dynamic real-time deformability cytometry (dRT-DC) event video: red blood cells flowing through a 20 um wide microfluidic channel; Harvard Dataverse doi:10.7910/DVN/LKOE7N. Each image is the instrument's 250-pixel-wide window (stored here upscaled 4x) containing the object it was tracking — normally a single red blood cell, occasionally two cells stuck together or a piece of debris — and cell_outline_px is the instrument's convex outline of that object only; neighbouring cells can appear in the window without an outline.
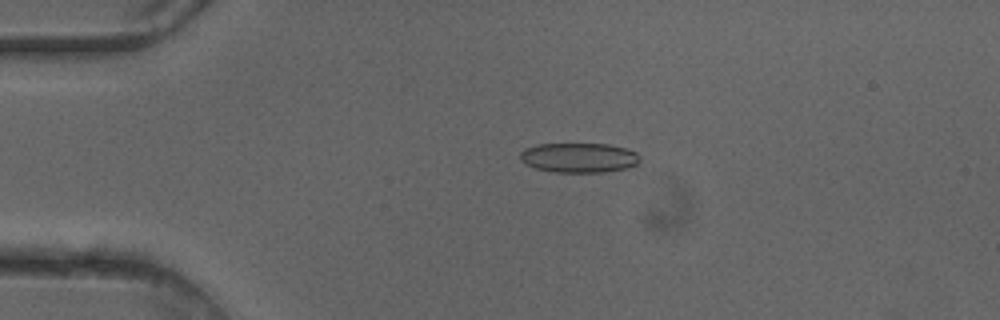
{"species": "common noctule bat (a hibernating species)", "species_latin": "Nyctalus noctula", "temperature_condition": "cold", "stored_images_in_passage": 50, "camera_frame_rate_fps": 3000, "um_per_image_px": 0.085, "animal": {"sex": "female"}, "frame": {"image": 1, "passage_image": 11, "time_ms": 3.333, "image_size_px": [1000, 320], "cell_outline_px": [[640, 160], [636, 164], [628, 168], [604, 172], [556, 172], [536, 168], [524, 164], [520, 160], [520, 152], [524, 148], [536, 144], [608, 144], [624, 148], [636, 152], [640, 156]], "centroid_in_image_um": [49.19, 13.4], "position_along_channel_um": 35.8, "area_um2": 20.81}}
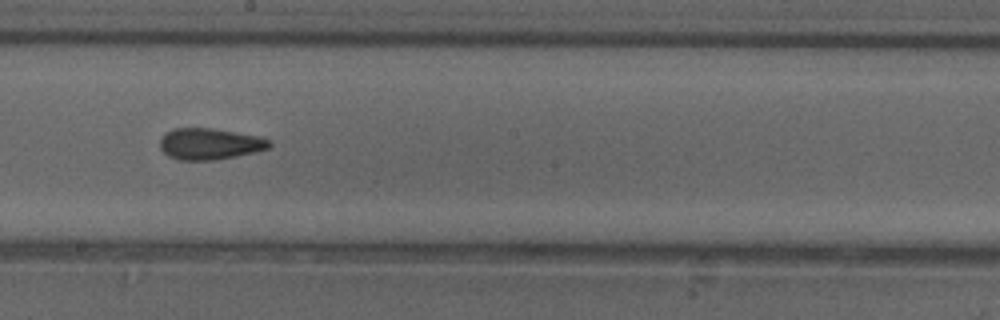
{"frame": {"image": 2, "passage_image": 28, "time_ms": 9.0, "image_size_px": [1000, 320], "cell_outline_px": [[272, 144], [268, 148], [236, 156], [216, 160], [180, 160], [168, 156], [160, 148], [160, 136], [164, 132], [176, 128], [212, 128], [260, 136], [272, 140]], "centroid_in_image_um": [17.81, 12.22], "position_along_channel_um": 230.4, "area_um2": 20.11}}
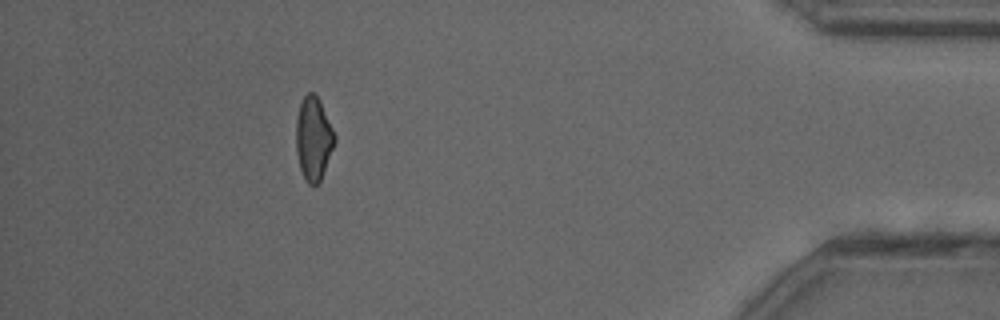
{"frame": {"image": 3, "passage_image": 45, "time_ms": 14.667, "image_size_px": [1000, 320], "cell_outline_px": [[336, 140], [320, 180], [316, 184], [308, 184], [300, 168], [296, 152], [296, 120], [300, 104], [304, 96], [308, 92], [312, 92], [320, 100], [336, 136]], "centroid_in_image_um": [26.64, 11.75], "position_along_channel_um": 408.6, "area_um2": 18.5}, "authors_computed_cell_mechanics": {"area_um2": 20.0566, "velocity_mm_per_s": 4.115, "shape_relaxation_time_tau1_ms": null, "shape_relaxation_time_tau2_ms": 2.3822, "deformation_change_tau1": null, "deformation_change_tau2": 0.0938}}